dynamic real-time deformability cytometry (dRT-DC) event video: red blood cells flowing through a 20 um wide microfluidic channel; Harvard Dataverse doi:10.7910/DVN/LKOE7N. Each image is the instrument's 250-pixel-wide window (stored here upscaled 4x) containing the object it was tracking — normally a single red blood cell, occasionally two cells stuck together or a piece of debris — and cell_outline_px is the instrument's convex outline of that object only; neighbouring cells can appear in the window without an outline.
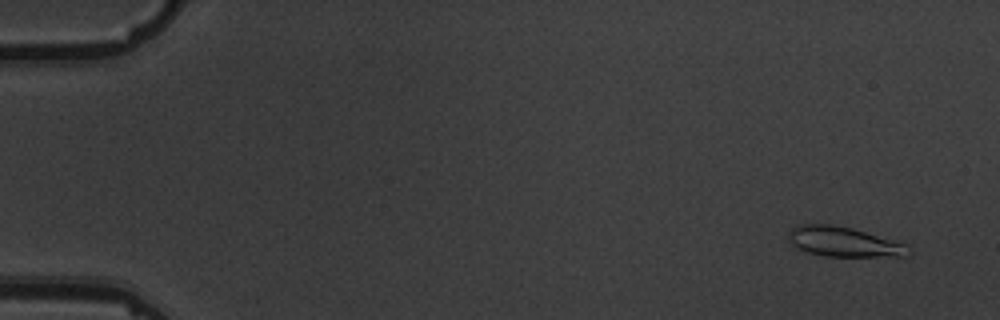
{"species": "common noctule bat (a hibernating species)", "species_latin": "Nyctalus noctula", "temperature_condition": "warm", "stored_images_in_passage": 6, "camera_frame_rate_fps": 3000, "um_per_image_px": 0.085, "animal": {"sex": "male", "body_mass_g": 19.5, "forearm_length_mm": 54.6}, "frame": {"image": 1, "passage_image": 2, "time_ms": 1.0, "image_size_px": [1000, 320], "cell_outline_px": [[912, 252], [908, 256], [824, 256], [808, 252], [792, 244], [788, 240], [788, 232], [792, 228], [800, 224], [832, 224], [852, 228], [912, 244]], "centroid_in_image_um": [71.83, 20.55], "position_along_channel_um": 13.2, "area_um2": 21.27}}